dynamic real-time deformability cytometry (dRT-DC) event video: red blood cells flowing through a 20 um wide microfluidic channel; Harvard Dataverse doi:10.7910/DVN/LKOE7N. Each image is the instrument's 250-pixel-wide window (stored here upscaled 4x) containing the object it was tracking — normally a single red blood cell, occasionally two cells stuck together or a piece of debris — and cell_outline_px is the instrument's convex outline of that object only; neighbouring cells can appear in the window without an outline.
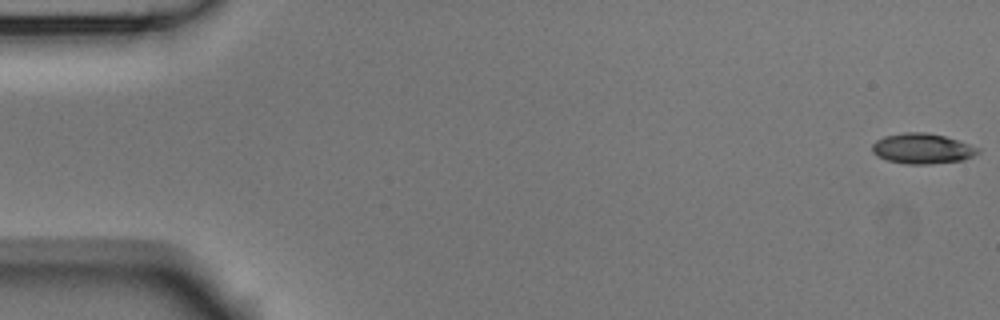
{"species": "Egyptian fruit bat (a non-hibernating species)", "species_latin": "Rousettus aegyptiacus", "temperature_condition": "room temperature", "stored_images_in_passage": 5, "camera_frame_rate_fps": 3000, "um_per_image_px": 0.085, "animal": {"sex": "male"}, "frame": {"image": 1, "passage_image": 1, "time_ms": 0.0, "image_size_px": [1000, 320], "cell_outline_px": [[980, 152], [964, 160], [932, 164], [908, 164], [888, 160], [876, 156], [872, 152], [872, 144], [876, 140], [884, 136], [904, 132], [924, 132], [944, 136], [980, 148]], "centroid_in_image_um": [78.37, 12.63], "position_along_channel_um": 6.6, "area_um2": 18.67}}
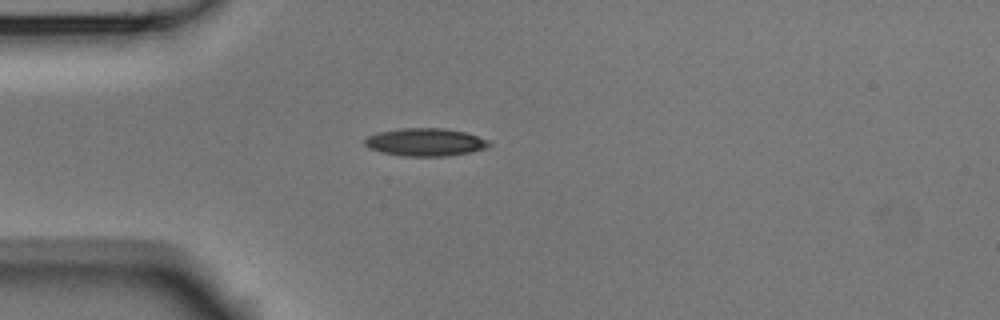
{"frame": {"image": 2, "passage_image": 5, "time_ms": 1.333, "image_size_px": [1000, 320], "cell_outline_px": [[492, 144], [484, 148], [472, 152], [448, 156], [404, 156], [380, 152], [368, 148], [364, 144], [364, 140], [368, 136], [376, 132], [400, 128], [444, 128], [464, 132], [488, 140]], "centroid_in_image_um": [36.11, 12.08], "position_along_channel_um": 48.9, "area_um2": 20.23}}